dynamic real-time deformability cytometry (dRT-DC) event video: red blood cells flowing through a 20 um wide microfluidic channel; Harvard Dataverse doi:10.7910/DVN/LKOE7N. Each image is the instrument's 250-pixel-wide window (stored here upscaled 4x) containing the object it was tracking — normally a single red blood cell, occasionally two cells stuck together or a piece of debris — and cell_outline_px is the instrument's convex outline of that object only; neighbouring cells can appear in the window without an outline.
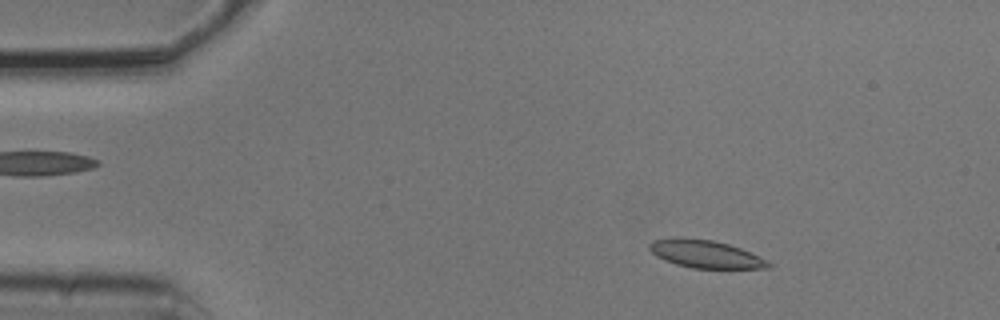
{"species": "common noctule bat (a hibernating species)", "species_latin": "Nyctalus noctula", "temperature_condition": "cold", "stored_images_in_passage": 4, "camera_frame_rate_fps": 3000, "um_per_image_px": 0.085, "animal": {"sex": "male", "body_mass_g": 20.5, "forearm_length_mm": 52.5}, "frame": {"image": 1, "passage_image": 2, "time_ms": 0.333, "image_size_px": [1000, 320], "cell_outline_px": [[772, 268], [692, 268], [676, 264], [656, 256], [648, 248], [648, 244], [652, 240], [712, 240], [728, 244], [740, 248], [768, 260], [772, 264]], "centroid_in_image_um": [60.04, 21.64], "position_along_channel_um": 25.0, "area_um2": 18.5}}